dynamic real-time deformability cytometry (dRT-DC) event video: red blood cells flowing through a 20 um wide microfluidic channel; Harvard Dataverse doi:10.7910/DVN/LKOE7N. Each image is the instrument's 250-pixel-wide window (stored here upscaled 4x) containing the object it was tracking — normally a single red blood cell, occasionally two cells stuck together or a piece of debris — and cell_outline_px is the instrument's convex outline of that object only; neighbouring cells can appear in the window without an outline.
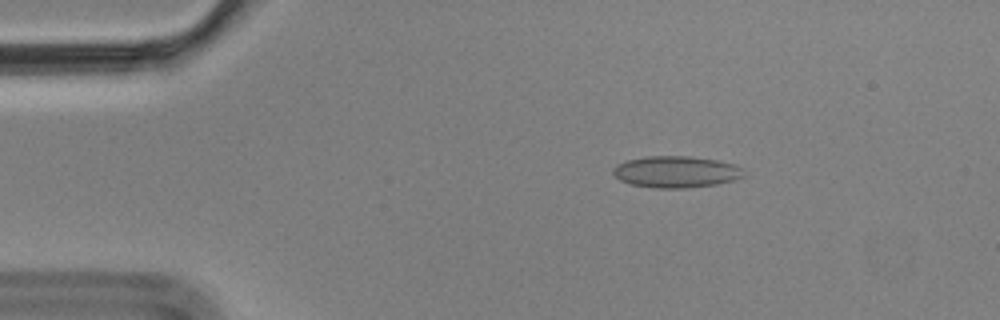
{"species": "Egyptian fruit bat (a non-hibernating species)", "species_latin": "Rousettus aegyptiacus", "temperature_condition": "cold", "stored_images_in_passage": 4, "camera_frame_rate_fps": 3000, "um_per_image_px": 0.085, "animal": {"sex": "male"}, "frame": {"image": 1, "passage_image": 2, "time_ms": 0.333, "image_size_px": [1000, 320], "cell_outline_px": [[744, 176], [732, 180], [716, 184], [684, 188], [652, 188], [628, 184], [620, 180], [612, 172], [612, 168], [616, 164], [628, 160], [648, 156], [688, 156], [716, 160], [736, 164], [740, 168]], "centroid_in_image_um": [57.41, 14.61], "position_along_channel_um": 27.6, "area_um2": 23.99}}
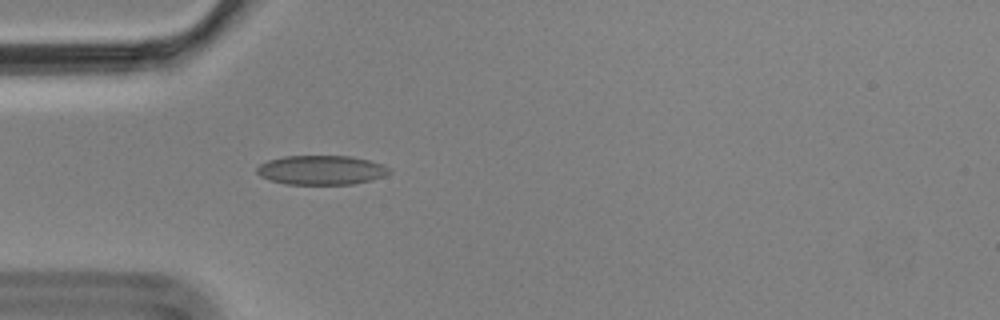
{"frame": {"image": 2, "passage_image": 4, "time_ms": 1.0, "image_size_px": [1000, 320], "cell_outline_px": [[392, 172], [384, 176], [352, 184], [284, 184], [260, 176], [256, 172], [256, 168], [260, 164], [268, 160], [284, 156], [352, 156], [384, 164], [392, 168]], "centroid_in_image_um": [27.33, 14.45], "position_along_channel_um": 57.7, "area_um2": 22.66}}